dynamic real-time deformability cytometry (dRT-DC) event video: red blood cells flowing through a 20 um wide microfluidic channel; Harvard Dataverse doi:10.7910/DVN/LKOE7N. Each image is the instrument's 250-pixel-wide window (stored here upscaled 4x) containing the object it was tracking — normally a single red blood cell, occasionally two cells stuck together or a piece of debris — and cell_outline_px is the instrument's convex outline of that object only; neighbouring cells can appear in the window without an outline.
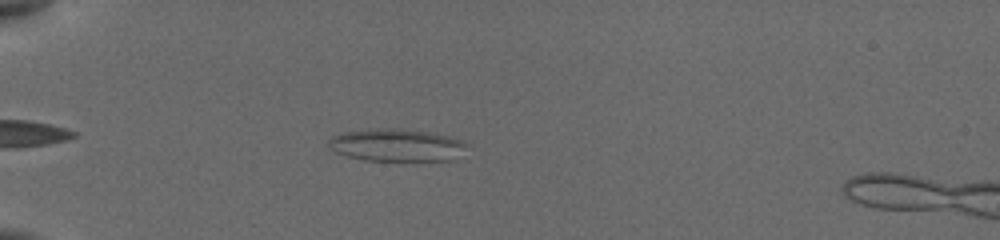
{"species": "common noctule bat (a hibernating species)", "species_latin": "Nyctalus noctula", "temperature_condition": "cold", "stored_images_in_passage": 27, "camera_frame_rate_fps": 3000, "um_per_image_px": 0.085, "animal": {"sex": "female", "body_mass_g": 19.5, "forearm_length_mm": 54.1}, "frame": {"image": 1, "passage_image": 3, "time_ms": 2.0, "image_size_px": [1000, 240], "cell_outline_px": [[468, 144], [448, 160], [364, 160], [348, 156], [336, 152], [328, 144], [328, 140], [332, 136], [344, 132], [372, 128], [400, 128], [428, 132], [448, 136], [460, 140]], "centroid_in_image_um": [33.62, 12.31], "position_along_channel_um": 51.4, "area_um2": 25.61}}
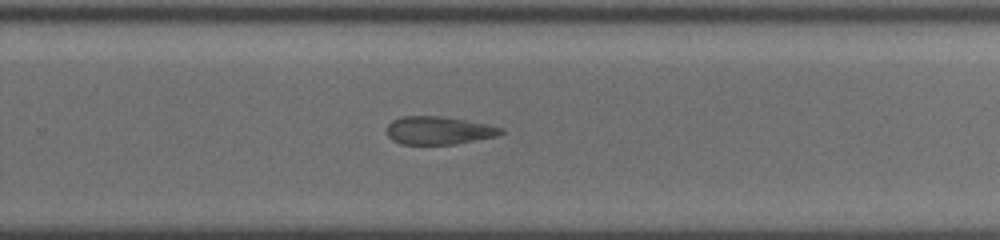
{"frame": {"image": 2, "passage_image": 16, "time_ms": 9.0, "image_size_px": [1000, 240], "cell_outline_px": [[504, 132], [500, 136], [456, 144], [400, 144], [392, 140], [388, 136], [388, 124], [392, 120], [404, 116], [444, 116], [488, 124], [504, 128]], "centroid_in_image_um": [37.34, 11.09], "position_along_channel_um": 292.5, "area_um2": 18.84}}
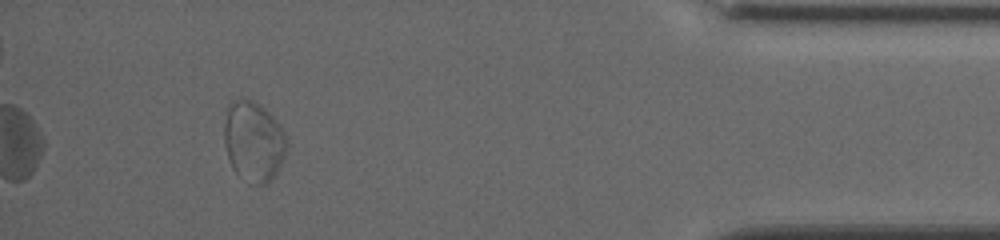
{"frame": {"image": 3, "passage_image": 27, "time_ms": 13.333, "image_size_px": [1000, 240], "cell_outline_px": [[288, 144], [284, 156], [276, 172], [264, 184], [256, 184], [236, 172], [232, 168], [224, 144], [224, 124], [228, 104], [232, 100], [252, 100], [260, 104], [272, 116], [280, 128]], "centroid_in_image_um": [21.52, 11.98], "position_along_channel_um": 413.7, "area_um2": 28.5}, "authors_computed_cell_mechanics": {"area_um2": 19.5364, "velocity_mm_per_s": 3.8376, "shape_relaxation_time_tau1_ms": 10.5508, "shape_relaxation_time_tau2_ms": 1.4366, "deformation_change_tau1": 0.1713, "deformation_change_tau2": 0.0877}}